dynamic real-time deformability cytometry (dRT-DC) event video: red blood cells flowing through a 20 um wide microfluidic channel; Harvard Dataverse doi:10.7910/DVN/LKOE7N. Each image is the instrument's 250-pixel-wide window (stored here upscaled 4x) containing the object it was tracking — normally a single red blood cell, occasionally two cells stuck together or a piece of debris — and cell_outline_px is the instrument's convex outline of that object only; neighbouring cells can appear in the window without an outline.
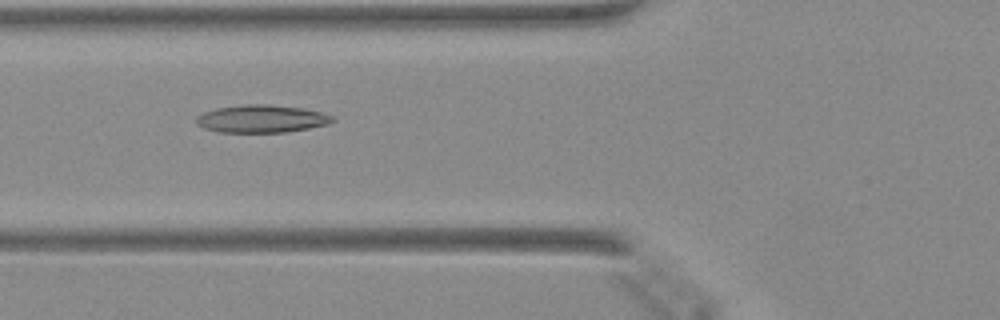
{"species": "Egyptian fruit bat (a non-hibernating species)", "species_latin": "Rousettus aegyptiacus", "temperature_condition": "warm", "stored_images_in_passage": 49, "camera_frame_rate_fps": 3000, "um_per_image_px": 0.085, "animal": {"sex": "female"}, "frame": {"image": 1, "passage_image": 19, "time_ms": 6.0, "image_size_px": [1000, 320], "cell_outline_px": [[336, 120], [328, 124], [308, 128], [284, 132], [220, 132], [204, 128], [196, 124], [196, 116], [204, 112], [216, 108], [244, 104], [268, 104], [300, 108], [320, 112], [336, 116]], "centroid_in_image_um": [22.23, 10.09], "position_along_channel_um": 103.6, "area_um2": 21.96}}
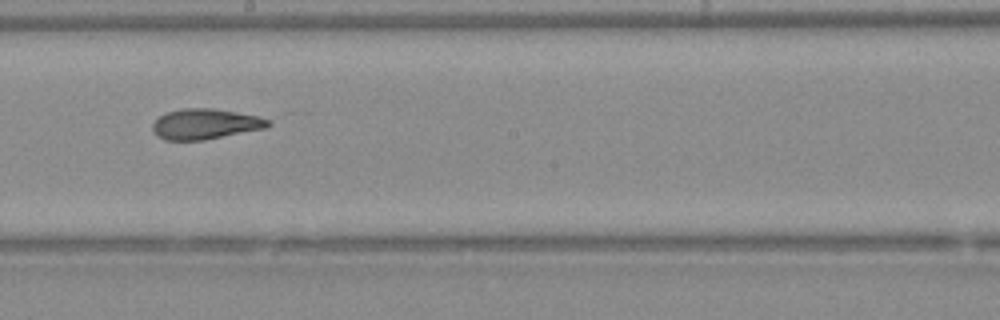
{"frame": {"image": 2, "passage_image": 28, "time_ms": 9.0, "image_size_px": [1000, 320], "cell_outline_px": [[272, 124], [268, 128], [204, 140], [164, 140], [156, 136], [152, 128], [152, 124], [164, 112], [180, 108], [212, 108], [260, 116], [272, 120]], "centroid_in_image_um": [17.47, 10.54], "position_along_channel_um": 230.7, "area_um2": 20.87}}
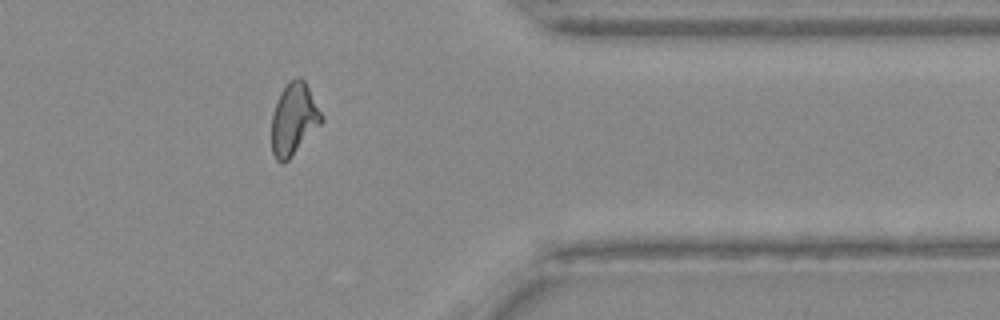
{"frame": {"image": 3, "passage_image": 40, "time_ms": 13.0, "image_size_px": [1000, 320], "cell_outline_px": [[324, 120], [288, 160], [284, 164], [280, 164], [276, 160], [272, 152], [272, 112], [280, 92], [296, 76], [300, 76], [304, 80], [324, 116]], "centroid_in_image_um": [24.97, 10.14], "position_along_channel_um": 386.4, "area_um2": 20.81}}